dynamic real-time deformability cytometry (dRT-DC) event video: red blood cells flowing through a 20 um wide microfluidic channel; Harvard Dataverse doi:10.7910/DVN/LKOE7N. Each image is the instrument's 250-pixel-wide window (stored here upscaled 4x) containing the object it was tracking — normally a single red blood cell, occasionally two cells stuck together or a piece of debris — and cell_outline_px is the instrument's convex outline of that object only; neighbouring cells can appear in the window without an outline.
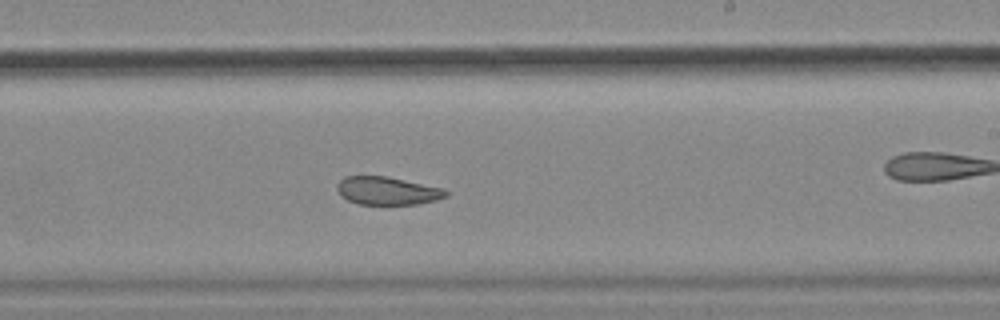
{"species": "common noctule bat (a hibernating species)", "species_latin": "Nyctalus noctula", "temperature_condition": "cold", "stored_images_in_passage": 58, "camera_frame_rate_fps": 3000, "um_per_image_px": 0.085, "animal": {"sex": "female", "body_mass_g": 18.4}, "frame": {"image": 1, "passage_image": 34, "time_ms": 11.0, "image_size_px": [1000, 320], "cell_outline_px": [[448, 196], [436, 200], [416, 204], [356, 204], [340, 196], [336, 188], [336, 184], [344, 176], [384, 176], [444, 188], [448, 192]], "centroid_in_image_um": [32.89, 16.22], "position_along_channel_um": 256.1, "area_um2": 17.8}, "authors_computed_cell_mechanics": {"area_um2": 22.5131, "velocity_mm_per_s": 3.5126, "shape_relaxation_time_tau1_ms": null, "shape_relaxation_time_tau2_ms": 3.1842, "deformation_change_tau1": null, "deformation_change_tau2": 0.0752}}